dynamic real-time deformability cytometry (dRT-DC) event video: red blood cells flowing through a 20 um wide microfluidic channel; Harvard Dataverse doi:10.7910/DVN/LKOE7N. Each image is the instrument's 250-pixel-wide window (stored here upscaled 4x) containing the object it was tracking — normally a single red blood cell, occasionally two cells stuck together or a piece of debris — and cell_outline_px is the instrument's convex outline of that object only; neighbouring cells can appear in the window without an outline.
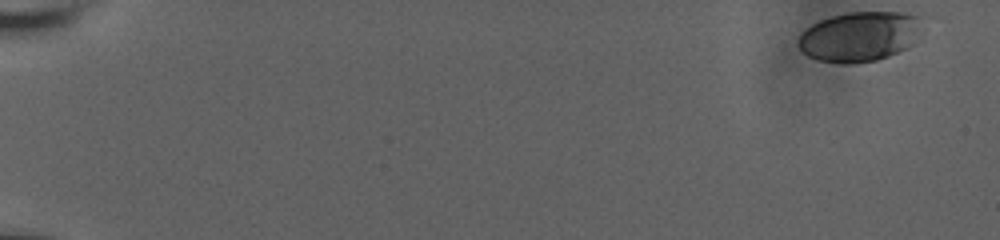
{"species": "human", "species_latin": "Homo sapiens", "temperature_condition": "room temperature", "stored_images_in_passage": 53, "camera_frame_rate_fps": 3000, "um_per_image_px": 0.085, "donor": {"sex": "male"}, "frame": {"image": 1, "passage_image": 1, "time_ms": 0.0, "image_size_px": [1000, 240], "cell_outline_px": [[916, 16], [908, 48], [888, 56], [876, 60], [852, 64], [840, 64], [820, 60], [808, 56], [800, 48], [800, 32], [812, 24], [820, 20], [832, 16], [848, 12], [900, 12]], "centroid_in_image_um": [72.9, 3.12], "position_along_channel_um": 12.1, "area_um2": 34.68}}
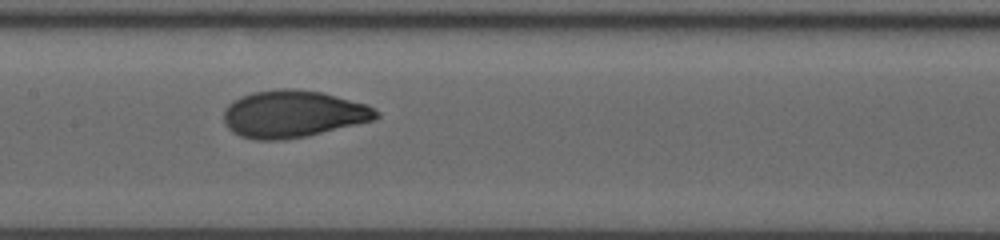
{"frame": {"image": 2, "passage_image": 30, "time_ms": 9.667, "image_size_px": [1000, 240], "cell_outline_px": [[380, 116], [372, 120], [308, 136], [280, 140], [256, 140], [240, 136], [232, 132], [224, 124], [224, 108], [232, 100], [240, 96], [252, 92], [276, 88], [296, 88], [324, 92], [368, 104], [380, 112]], "centroid_in_image_um": [24.89, 9.67], "position_along_channel_um": 182.5, "area_um2": 42.43}}
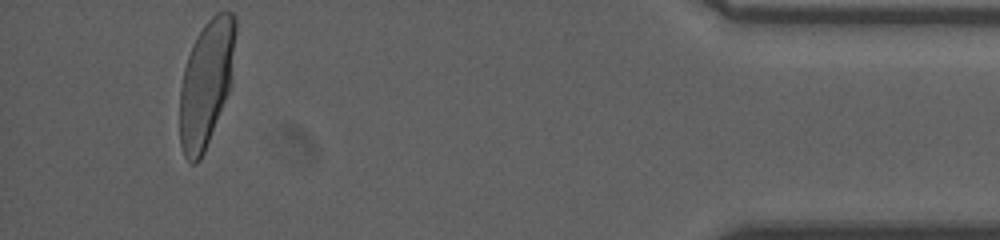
{"frame": {"image": 3, "passage_image": 53, "time_ms": 17.333, "image_size_px": [1000, 240], "cell_outline_px": [[236, 32], [232, 80], [228, 92], [204, 152], [200, 160], [196, 164], [192, 164], [184, 156], [180, 144], [180, 88], [184, 68], [188, 56], [204, 24], [216, 12], [232, 12], [236, 16]], "centroid_in_image_um": [17.54, 7.07], "position_along_channel_um": 417.7, "area_um2": 40.75}, "authors_computed_cell_mechanics": {"area_um2": 40.2288, "velocity_mm_per_s": 3.8195, "shape_relaxation_time_tau1_ms": 4.5834, "shape_relaxation_time_tau2_ms": null, "deformation_change_tau1": 0.1883, "deformation_change_tau2": null}}